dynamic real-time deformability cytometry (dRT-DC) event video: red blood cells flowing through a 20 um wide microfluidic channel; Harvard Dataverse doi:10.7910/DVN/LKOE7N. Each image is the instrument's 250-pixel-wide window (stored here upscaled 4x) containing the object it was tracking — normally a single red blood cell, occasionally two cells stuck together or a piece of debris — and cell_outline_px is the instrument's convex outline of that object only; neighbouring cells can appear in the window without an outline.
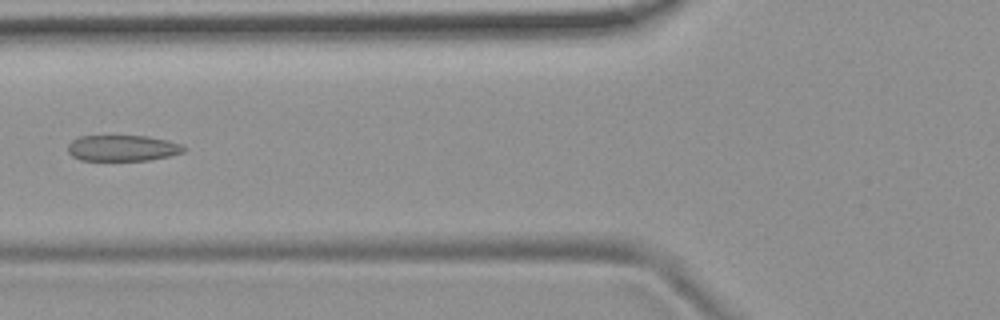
{"species": "common noctule bat (a hibernating species)", "species_latin": "Nyctalus noctula", "temperature_condition": "room temperature", "stored_images_in_passage": 6, "camera_frame_rate_fps": 3000, "um_per_image_px": 0.085, "animal": {"sex": "female", "body_mass_g": 19.9}, "frame": {"image": 1, "passage_image": 6, "time_ms": 6.667, "image_size_px": [1000, 320], "cell_outline_px": [[188, 148], [184, 152], [168, 156], [148, 160], [80, 160], [72, 156], [68, 152], [68, 144], [72, 140], [80, 136], [144, 136], [164, 140], [180, 144]], "centroid_in_image_um": [10.39, 12.59], "position_along_channel_um": 115.4, "area_um2": 17.4}}